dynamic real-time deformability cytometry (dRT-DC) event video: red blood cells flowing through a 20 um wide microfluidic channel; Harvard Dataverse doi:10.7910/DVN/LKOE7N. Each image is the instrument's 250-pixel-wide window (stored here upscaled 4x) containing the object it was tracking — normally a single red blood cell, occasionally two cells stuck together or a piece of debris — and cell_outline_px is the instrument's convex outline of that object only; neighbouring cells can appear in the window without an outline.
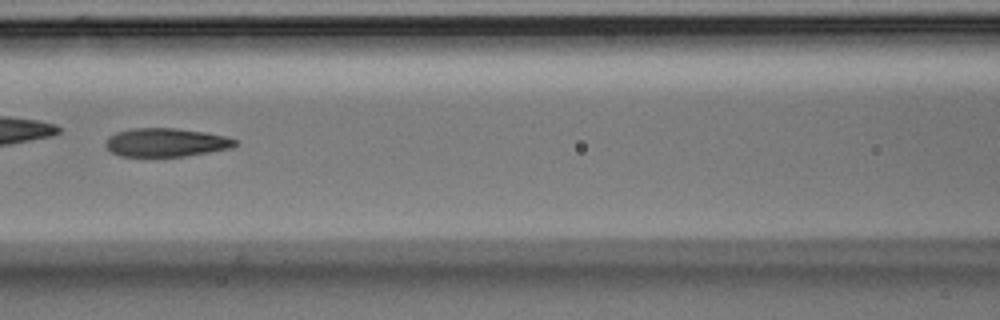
{"species": "Egyptian fruit bat (a non-hibernating species)", "species_latin": "Rousettus aegyptiacus", "temperature_condition": "room temperature", "stored_images_in_passage": 52, "camera_frame_rate_fps": 3000, "um_per_image_px": 0.085, "animal": {"sex": "male"}, "frame": {"image": 1, "passage_image": 23, "time_ms": 7.333, "image_size_px": [1000, 320], "cell_outline_px": [[236, 144], [232, 148], [184, 156], [120, 156], [112, 152], [104, 144], [108, 136], [116, 132], [132, 128], [176, 128], [204, 132], [228, 136], [236, 140]], "centroid_in_image_um": [14.1, 12.1], "position_along_channel_um": 152.5, "area_um2": 21.5}, "authors_computed_cell_mechanics": {"area_um2": 22.1374, "velocity_mm_per_s": 3.7174, "shape_relaxation_time_tau1_ms": 6.4628, "shape_relaxation_time_tau2_ms": 2.3279, "deformation_change_tau1": 0.1939, "deformation_change_tau2": 0.1136}}